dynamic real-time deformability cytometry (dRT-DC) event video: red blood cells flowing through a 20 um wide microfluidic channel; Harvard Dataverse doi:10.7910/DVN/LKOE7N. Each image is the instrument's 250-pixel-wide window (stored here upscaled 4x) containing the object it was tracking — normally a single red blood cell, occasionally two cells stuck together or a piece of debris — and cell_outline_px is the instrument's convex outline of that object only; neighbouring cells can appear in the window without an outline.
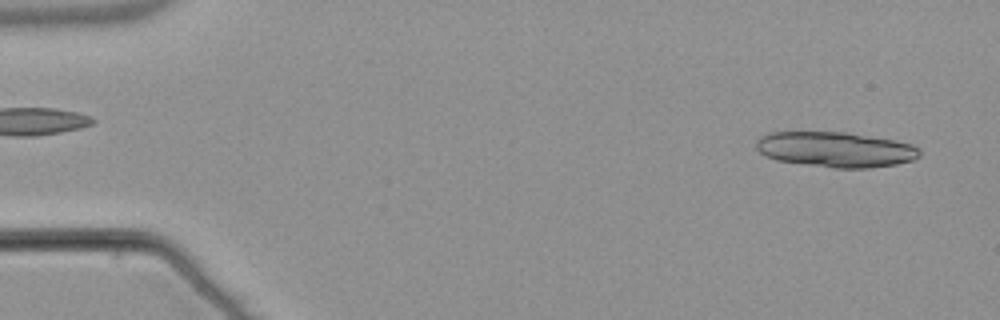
{"species": "common noctule bat (a hibernating species)", "species_latin": "Nyctalus noctula", "temperature_condition": "warm", "stored_images_in_passage": 18, "camera_frame_rate_fps": 3000, "um_per_image_px": 0.085, "animal": {"sex": "male", "body_mass_g": 21.5, "forearm_length_mm": 52.0}, "frame": {"image": 1, "passage_image": 2, "time_ms": 0.333, "image_size_px": [1000, 320], "cell_outline_px": [[920, 156], [912, 160], [896, 164], [868, 168], [832, 168], [776, 160], [760, 152], [756, 148], [756, 140], [760, 136], [768, 132], [848, 132], [892, 140], [912, 144], [920, 148]], "centroid_in_image_um": [71.01, 12.7], "position_along_channel_um": 14.0, "area_um2": 33.64}}
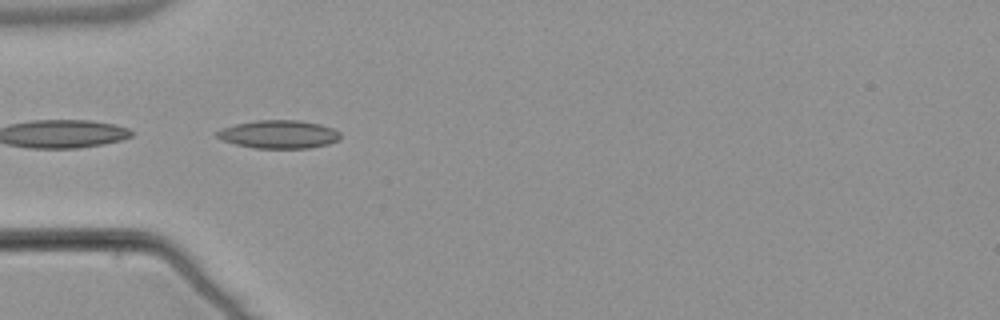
{"frame": {"image": 2, "passage_image": 16, "time_ms": 5.0, "image_size_px": [1000, 320], "cell_outline_px": [[340, 140], [328, 144], [308, 148], [256, 148], [236, 144], [224, 140], [216, 136], [216, 132], [224, 128], [236, 124], [256, 120], [300, 120], [320, 124], [332, 128], [340, 132]], "centroid_in_image_um": [23.74, 11.41], "position_along_channel_um": 61.3, "area_um2": 20.11}}